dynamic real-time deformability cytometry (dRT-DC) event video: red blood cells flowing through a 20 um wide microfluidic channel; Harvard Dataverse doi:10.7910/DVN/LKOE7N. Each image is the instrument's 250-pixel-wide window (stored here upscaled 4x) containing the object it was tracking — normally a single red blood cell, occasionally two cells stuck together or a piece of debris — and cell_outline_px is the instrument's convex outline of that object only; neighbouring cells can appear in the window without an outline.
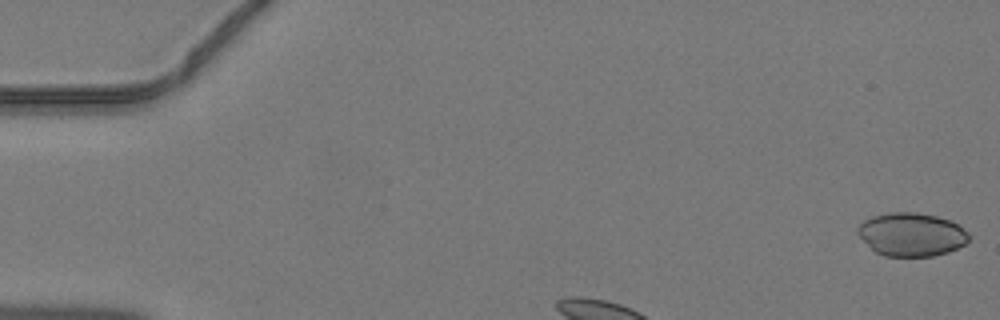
{"species": "common noctule bat (a hibernating species)", "species_latin": "Nyctalus noctula", "temperature_condition": "warm", "stored_images_in_passage": 39, "camera_frame_rate_fps": 3000, "um_per_image_px": 0.085, "animal": {"sex": "male", "body_mass_g": 19.2, "forearm_length_mm": 51.8}, "frame": {"image": 1, "passage_image": 1, "time_ms": 0.0, "image_size_px": [1000, 320], "cell_outline_px": [[968, 240], [964, 244], [948, 252], [932, 256], [884, 256], [876, 252], [856, 232], [860, 224], [864, 220], [872, 216], [888, 212], [916, 212], [936, 216], [948, 220], [956, 224], [968, 232]], "centroid_in_image_um": [77.46, 19.92], "position_along_channel_um": 7.5, "area_um2": 27.8}}
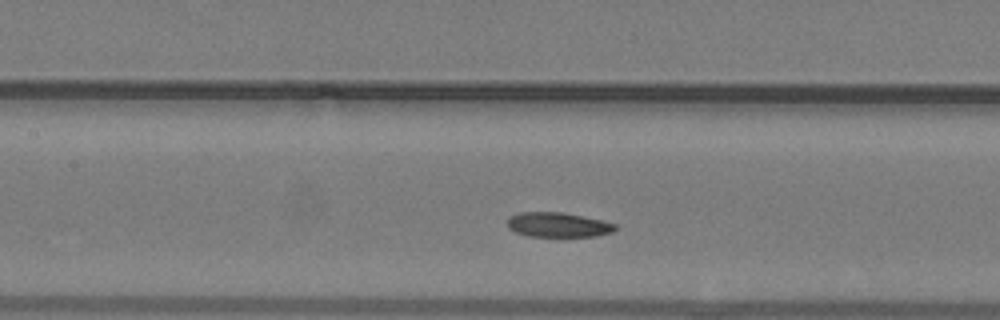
{"frame": {"image": 2, "passage_image": 13, "time_ms": 4.0, "image_size_px": [1000, 320], "cell_outline_px": [[616, 228], [612, 232], [596, 236], [528, 236], [516, 232], [508, 228], [508, 216], [520, 212], [564, 212], [600, 220], [616, 224]], "centroid_in_image_um": [47.4, 19.1], "position_along_channel_um": 160.0, "area_um2": 15.43}}
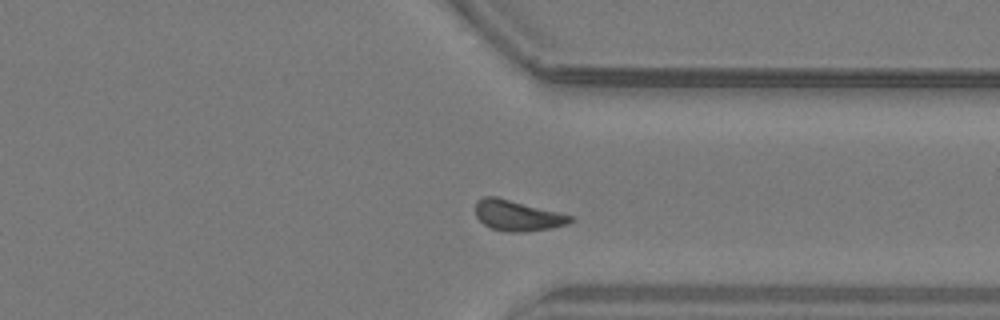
{"frame": {"image": 3, "passage_image": 27, "time_ms": 8.667, "image_size_px": [1000, 320], "cell_outline_px": [[576, 220], [568, 224], [552, 228], [524, 232], [508, 232], [492, 228], [484, 224], [476, 216], [476, 200], [484, 196], [496, 196], [576, 216]], "centroid_in_image_um": [44.04, 18.32], "position_along_channel_um": 367.4, "area_um2": 17.17}}